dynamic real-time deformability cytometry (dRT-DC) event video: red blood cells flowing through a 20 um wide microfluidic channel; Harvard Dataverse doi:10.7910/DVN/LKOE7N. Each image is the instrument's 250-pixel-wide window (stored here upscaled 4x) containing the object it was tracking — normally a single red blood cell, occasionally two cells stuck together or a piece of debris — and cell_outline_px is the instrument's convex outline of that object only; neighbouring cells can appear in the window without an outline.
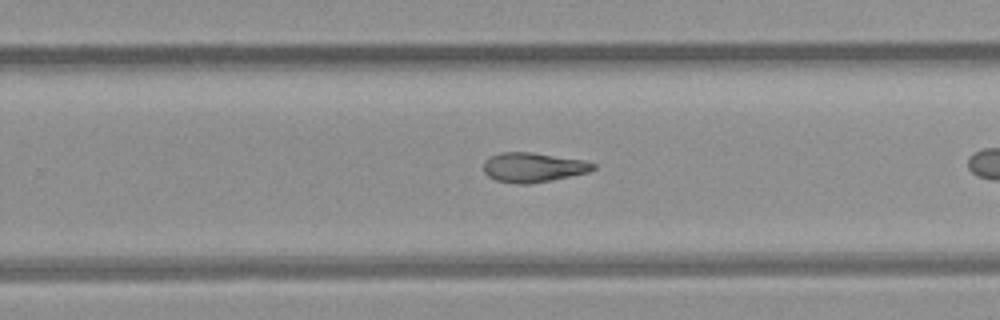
{"species": "common noctule bat (a hibernating species)", "species_latin": "Nyctalus noctula", "temperature_condition": "room temperature", "stored_images_in_passage": 26, "camera_frame_rate_fps": 3000, "um_per_image_px": 0.085, "animal": {"sex": "female", "body_mass_g": 21.9}, "frame": {"image": 1, "passage_image": 19, "time_ms": 6.0, "image_size_px": [1000, 320], "cell_outline_px": [[596, 168], [588, 172], [552, 180], [528, 184], [516, 184], [496, 180], [488, 176], [484, 172], [484, 160], [488, 156], [500, 152], [532, 152], [584, 160], [596, 164]], "centroid_in_image_um": [45.3, 14.22], "position_along_channel_um": 284.5, "area_um2": 19.02}}
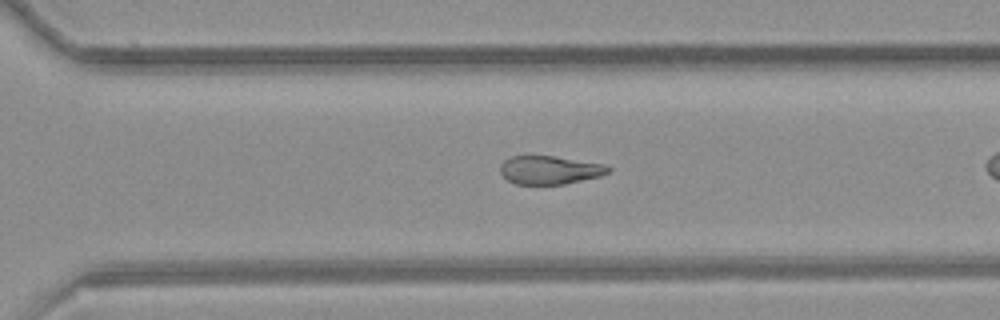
{"frame": {"image": 2, "passage_image": 22, "time_ms": 7.0, "image_size_px": [1000, 320], "cell_outline_px": [[612, 168], [608, 172], [600, 176], [564, 184], [516, 184], [508, 180], [500, 172], [500, 164], [504, 160], [512, 156], [552, 156], [604, 164]], "centroid_in_image_um": [46.71, 14.45], "position_along_channel_um": 323.9, "area_um2": 17.69}}